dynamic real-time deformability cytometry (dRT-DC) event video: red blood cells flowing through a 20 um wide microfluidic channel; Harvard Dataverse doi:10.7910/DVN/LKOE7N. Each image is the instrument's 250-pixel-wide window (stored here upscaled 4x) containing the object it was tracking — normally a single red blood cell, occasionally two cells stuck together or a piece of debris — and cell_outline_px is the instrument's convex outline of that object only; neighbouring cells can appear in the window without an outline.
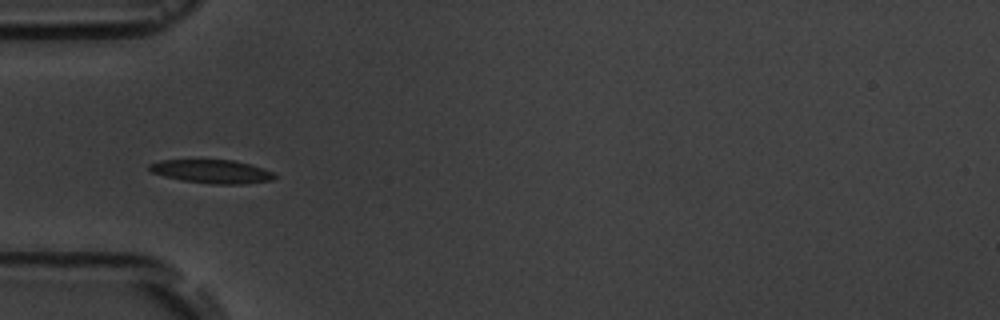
{"species": "common noctule bat (a hibernating species)", "species_latin": "Nyctalus noctula", "temperature_condition": "room temperature", "stored_images_in_passage": 7, "camera_frame_rate_fps": 3000, "um_per_image_px": 0.085, "animal": {"sex": "male", "body_mass_g": 19.5, "forearm_length_mm": 54.6}, "frame": {"image": 1, "passage_image": 5, "time_ms": 5.0, "image_size_px": [1000, 320], "cell_outline_px": [[276, 176], [272, 180], [244, 184], [212, 184], [180, 180], [164, 176], [152, 172], [148, 168], [148, 164], [160, 160], [232, 160], [248, 164], [272, 172]], "centroid_in_image_um": [17.96, 14.58], "position_along_channel_um": 67.0, "area_um2": 16.99}}
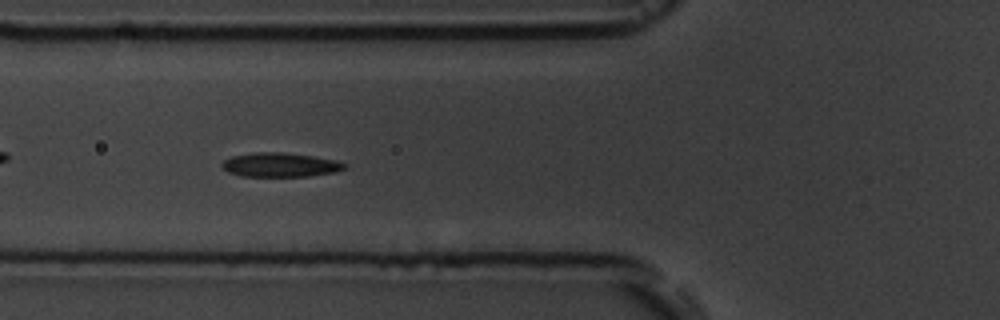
{"frame": {"image": 2, "passage_image": 6, "time_ms": 6.0, "image_size_px": [1000, 320], "cell_outline_px": [[348, 168], [336, 172], [308, 176], [240, 176], [228, 172], [220, 164], [224, 160], [232, 156], [256, 152], [284, 152], [312, 156], [336, 160], [348, 164]], "centroid_in_image_um": [23.85, 14.01], "position_along_channel_um": 101.9, "area_um2": 17.34}}
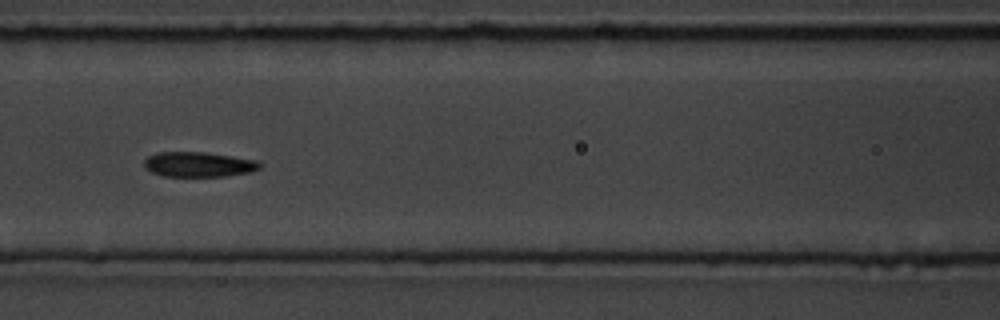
{"frame": {"image": 3, "passage_image": 7, "time_ms": 7.333, "image_size_px": [1000, 320], "cell_outline_px": [[260, 168], [252, 172], [224, 176], [164, 176], [152, 172], [144, 168], [144, 160], [148, 156], [156, 152], [204, 152], [256, 160], [260, 164]], "centroid_in_image_um": [16.84, 13.97], "position_along_channel_um": 149.8, "area_um2": 16.76}}